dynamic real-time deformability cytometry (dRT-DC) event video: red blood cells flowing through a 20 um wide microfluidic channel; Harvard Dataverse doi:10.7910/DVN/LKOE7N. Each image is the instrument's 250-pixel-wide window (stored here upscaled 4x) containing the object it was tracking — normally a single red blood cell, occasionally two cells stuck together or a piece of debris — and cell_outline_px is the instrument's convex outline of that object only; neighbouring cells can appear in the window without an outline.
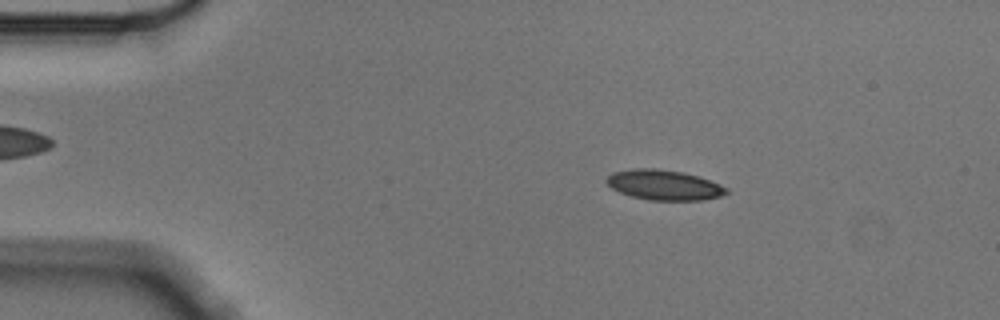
{"species": "Egyptian fruit bat (a non-hibernating species)", "species_latin": "Rousettus aegyptiacus", "temperature_condition": "cold", "stored_images_in_passage": 55, "camera_frame_rate_fps": 3000, "um_per_image_px": 0.085, "animal": {"sex": "male"}, "frame": {"image": 1, "passage_image": 9, "time_ms": 2.667, "image_size_px": [1000, 320], "cell_outline_px": [[728, 192], [720, 196], [700, 200], [648, 200], [632, 196], [620, 192], [612, 188], [604, 180], [612, 172], [632, 168], [656, 168], [684, 172], [700, 176], [728, 188]], "centroid_in_image_um": [56.42, 15.71], "position_along_channel_um": 28.6, "area_um2": 21.1}}
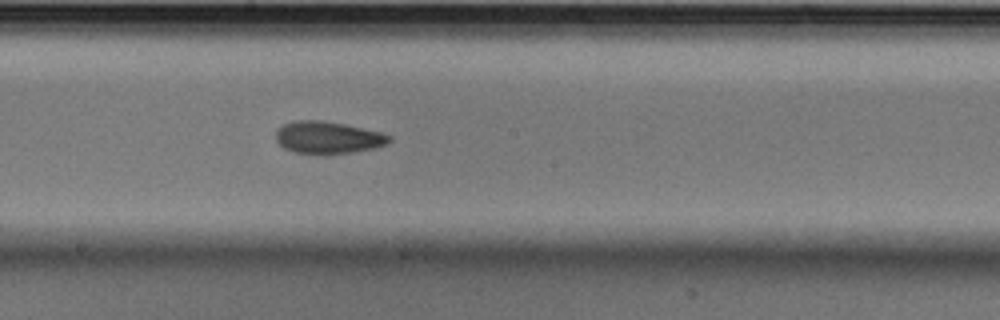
{"frame": {"image": 2, "passage_image": 30, "time_ms": 9.667, "image_size_px": [1000, 320], "cell_outline_px": [[392, 140], [388, 144], [376, 148], [352, 152], [324, 156], [316, 156], [292, 152], [284, 148], [276, 140], [276, 132], [284, 124], [296, 120], [320, 120], [344, 124], [380, 132], [392, 136]], "centroid_in_image_um": [27.88, 11.73], "position_along_channel_um": 220.3, "area_um2": 21.79}}
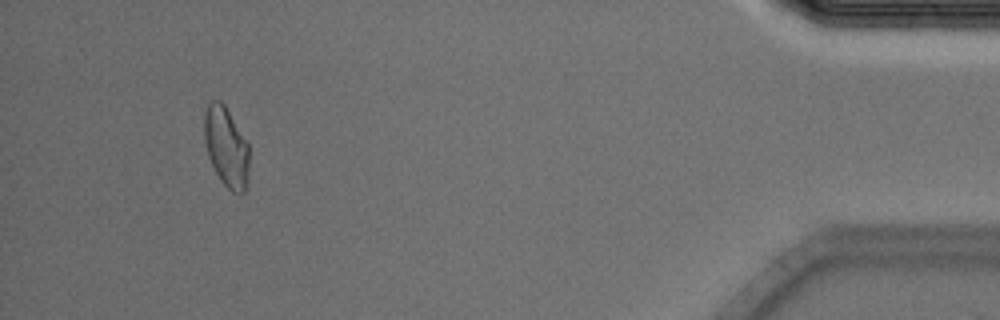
{"frame": {"image": 3, "passage_image": 52, "time_ms": 17.0, "image_size_px": [1000, 320], "cell_outline_px": [[248, 180], [244, 192], [232, 192], [220, 180], [208, 156], [204, 140], [204, 112], [208, 104], [212, 100], [220, 100], [224, 104], [248, 144]], "centroid_in_image_um": [19.21, 12.48], "position_along_channel_um": 416.0, "area_um2": 20.69}, "authors_computed_cell_mechanics": {"area_um2": 20.808, "velocity_mm_per_s": 3.5489, "shape_relaxation_time_tau1_ms": 5.4259, "shape_relaxation_time_tau2_ms": 3.4249, "deformation_change_tau1": 0.1168, "deformation_change_tau2": 0.0855}}